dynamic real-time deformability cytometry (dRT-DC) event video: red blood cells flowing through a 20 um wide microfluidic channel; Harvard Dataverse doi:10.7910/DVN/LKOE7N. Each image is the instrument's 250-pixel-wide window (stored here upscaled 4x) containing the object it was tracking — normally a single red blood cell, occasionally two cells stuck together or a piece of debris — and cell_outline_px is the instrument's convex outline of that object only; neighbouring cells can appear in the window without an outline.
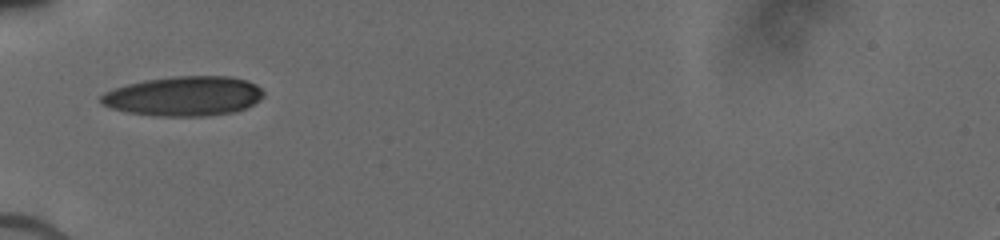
{"species": "human", "species_latin": "Homo sapiens", "temperature_condition": "cold", "stored_images_in_passage": 6, "camera_frame_rate_fps": 3000, "um_per_image_px": 0.085, "donor": {"sex": "male"}, "frame": {"image": 1, "passage_image": 1, "time_ms": 0.0, "image_size_px": [1000, 240], "cell_outline_px": [[264, 96], [260, 100], [236, 112], [208, 116], [156, 116], [128, 112], [112, 108], [100, 104], [100, 96], [104, 92], [128, 84], [148, 80], [176, 76], [228, 76], [244, 80], [256, 84], [264, 92]], "centroid_in_image_um": [15.65, 8.18], "position_along_channel_um": 69.4, "area_um2": 37.45}}
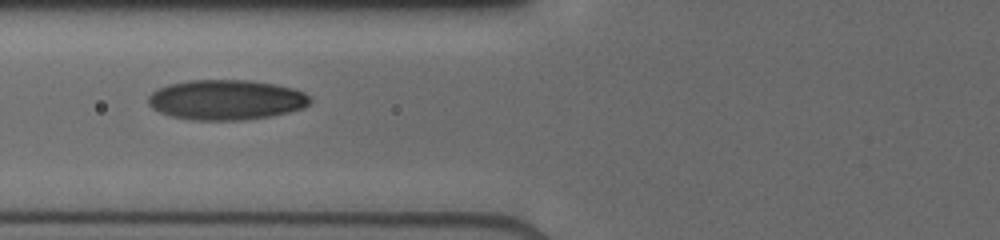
{"frame": {"image": 2, "passage_image": 4, "time_ms": 1.0, "image_size_px": [1000, 240], "cell_outline_px": [[312, 100], [304, 108], [288, 112], [268, 116], [244, 120], [196, 120], [172, 116], [160, 112], [152, 108], [148, 104], [148, 96], [156, 88], [168, 84], [188, 80], [248, 80], [276, 84], [292, 88], [304, 92], [312, 96]], "centroid_in_image_um": [19.22, 8.47], "position_along_channel_um": 106.6, "area_um2": 37.97}}